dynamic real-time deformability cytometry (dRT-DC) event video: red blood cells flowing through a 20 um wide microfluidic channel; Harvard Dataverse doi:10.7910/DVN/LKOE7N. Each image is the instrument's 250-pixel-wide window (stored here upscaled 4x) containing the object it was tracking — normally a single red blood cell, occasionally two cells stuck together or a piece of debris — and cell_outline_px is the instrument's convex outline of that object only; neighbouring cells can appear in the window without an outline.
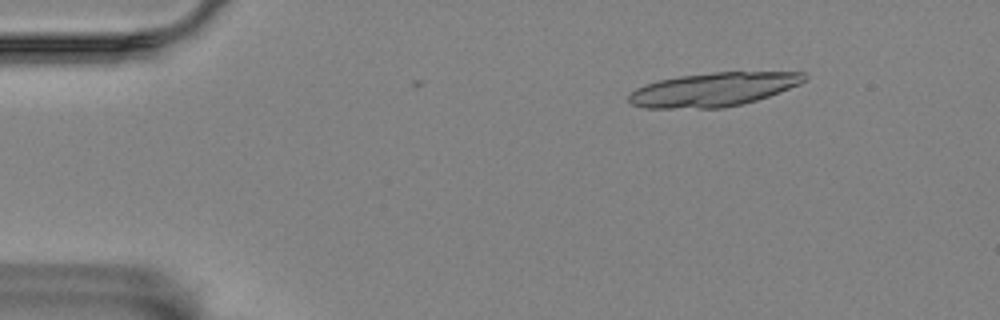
{"species": "Egyptian fruit bat (a non-hibernating species)", "species_latin": "Rousettus aegyptiacus", "temperature_condition": "room temperature", "stored_images_in_passage": 7, "camera_frame_rate_fps": 3000, "um_per_image_px": 0.085, "animal": {"sex": "female"}, "frame": {"image": 1, "passage_image": 3, "time_ms": 2.333, "image_size_px": [1000, 320], "cell_outline_px": [[808, 76], [800, 84], [768, 96], [756, 100], [724, 108], [644, 108], [632, 104], [628, 100], [628, 96], [636, 88], [644, 84], [660, 80], [680, 76], [716, 72], [804, 72]], "centroid_in_image_um": [60.62, 7.61], "position_along_channel_um": 24.4, "area_um2": 34.33}}